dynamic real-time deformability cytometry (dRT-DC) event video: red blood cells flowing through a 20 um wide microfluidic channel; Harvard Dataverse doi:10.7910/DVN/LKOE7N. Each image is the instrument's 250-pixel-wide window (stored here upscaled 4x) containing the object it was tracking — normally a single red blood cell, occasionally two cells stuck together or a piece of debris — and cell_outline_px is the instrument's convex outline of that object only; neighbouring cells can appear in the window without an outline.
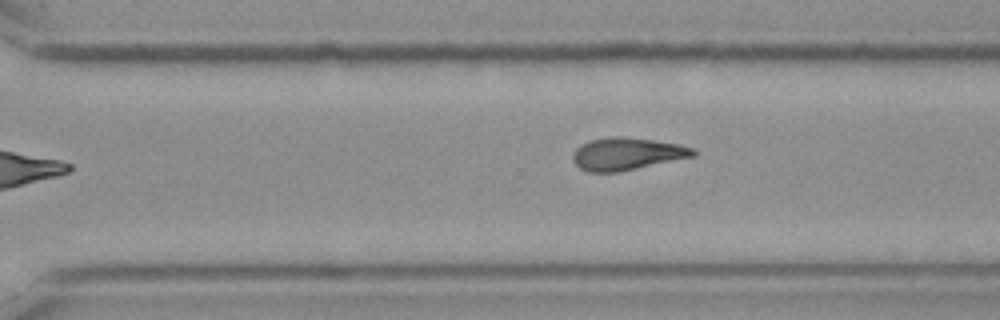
{"species": "Egyptian fruit bat (a non-hibernating species)", "species_latin": "Rousettus aegyptiacus", "temperature_condition": "cold", "stored_images_in_passage": 9, "camera_frame_rate_fps": 3000, "um_per_image_px": 0.085, "frame": {"image": 1, "passage_image": 9, "time_ms": 2.667, "image_size_px": [1000, 320], "cell_outline_px": [[696, 156], [620, 172], [588, 172], [580, 168], [572, 160], [572, 156], [576, 148], [580, 144], [592, 140], [616, 136], [620, 136], [652, 140], [676, 144], [696, 148]], "centroid_in_image_um": [53.3, 13.09], "position_along_channel_um": 317.3, "area_um2": 22.72}}